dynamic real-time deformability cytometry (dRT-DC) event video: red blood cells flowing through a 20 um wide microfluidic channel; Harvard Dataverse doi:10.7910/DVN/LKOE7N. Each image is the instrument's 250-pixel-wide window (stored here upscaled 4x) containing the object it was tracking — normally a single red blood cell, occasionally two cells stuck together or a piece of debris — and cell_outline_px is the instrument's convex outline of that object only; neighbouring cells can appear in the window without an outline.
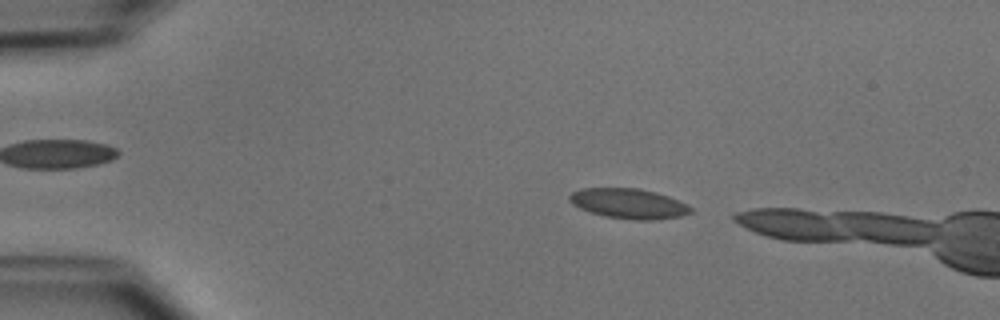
{"species": "common noctule bat (a hibernating species)", "species_latin": "Nyctalus noctula", "temperature_condition": "cold", "stored_images_in_passage": 6, "camera_frame_rate_fps": 3000, "um_per_image_px": 0.085, "animal": {"sex": "male", "body_mass_g": 15.6}, "frame": {"image": 1, "passage_image": 2, "time_ms": 0.333, "image_size_px": [1000, 320], "cell_outline_px": [[692, 212], [680, 216], [652, 220], [636, 220], [604, 216], [580, 208], [572, 204], [568, 200], [568, 196], [572, 192], [580, 188], [640, 188], [656, 192], [668, 196], [692, 208]], "centroid_in_image_um": [53.39, 17.29], "position_along_channel_um": 31.6, "area_um2": 21.1}}